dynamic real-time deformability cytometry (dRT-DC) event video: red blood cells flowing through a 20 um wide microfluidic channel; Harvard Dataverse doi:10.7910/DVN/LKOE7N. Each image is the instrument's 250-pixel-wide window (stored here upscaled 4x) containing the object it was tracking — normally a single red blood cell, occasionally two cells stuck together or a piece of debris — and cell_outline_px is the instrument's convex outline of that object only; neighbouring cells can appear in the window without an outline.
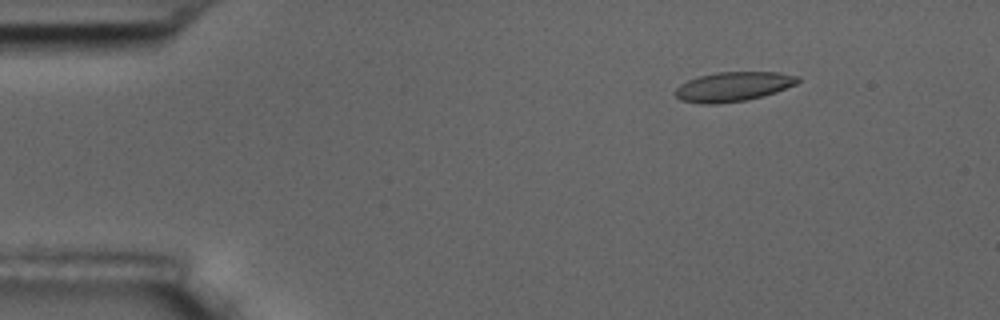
{"species": "common noctule bat (a hibernating species)", "species_latin": "Nyctalus noctula", "temperature_condition": "room temperature", "stored_images_in_passage": 5, "camera_frame_rate_fps": 3000, "um_per_image_px": 0.085, "animal": {"sex": "male", "body_mass_g": 17.5, "forearm_length_mm": 52.3}, "frame": {"image": 1, "passage_image": 3, "time_ms": 2.333, "image_size_px": [1000, 320], "cell_outline_px": [[800, 80], [796, 84], [776, 92], [764, 96], [748, 100], [716, 104], [700, 104], [680, 100], [672, 92], [680, 84], [688, 80], [700, 76], [716, 72], [780, 72], [800, 76]], "centroid_in_image_um": [62.32, 7.37], "position_along_channel_um": 22.7, "area_um2": 21.33}}
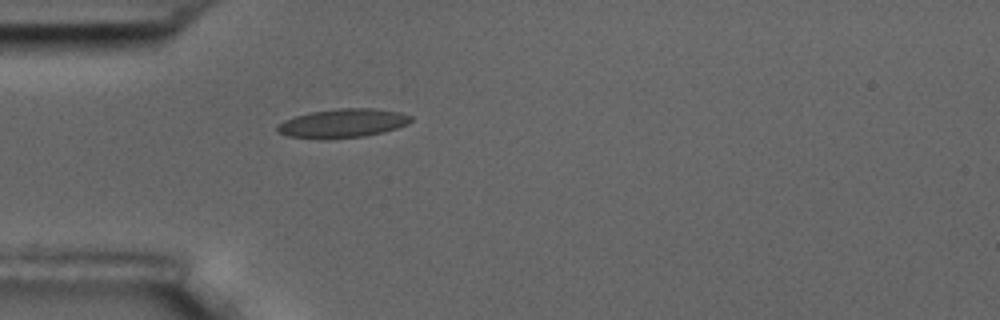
{"frame": {"image": 2, "passage_image": 5, "time_ms": 5.333, "image_size_px": [1000, 320], "cell_outline_px": [[412, 120], [408, 124], [384, 132], [364, 136], [320, 140], [288, 136], [276, 132], [276, 128], [284, 120], [308, 112], [340, 108], [372, 108], [400, 112], [412, 116]], "centroid_in_image_um": [29.12, 10.48], "position_along_channel_um": 55.9, "area_um2": 22.66}}